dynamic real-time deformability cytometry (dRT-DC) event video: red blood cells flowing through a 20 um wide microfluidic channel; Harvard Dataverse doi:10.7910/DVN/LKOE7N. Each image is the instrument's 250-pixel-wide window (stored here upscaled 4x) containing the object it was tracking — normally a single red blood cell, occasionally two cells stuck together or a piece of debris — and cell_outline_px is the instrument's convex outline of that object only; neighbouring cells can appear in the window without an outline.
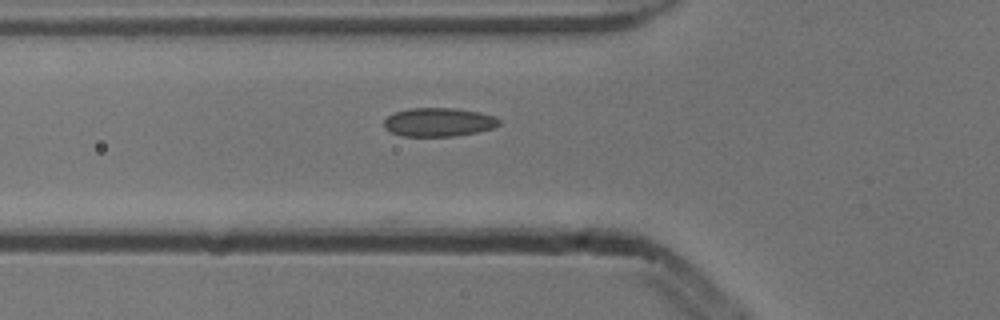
{"species": "common noctule bat (a hibernating species)", "species_latin": "Nyctalus noctula", "temperature_condition": "cold", "stored_images_in_passage": 5, "camera_frame_rate_fps": 3000, "um_per_image_px": 0.085, "animal": {"sex": "male", "body_mass_g": 13.3}, "frame": {"image": 1, "passage_image": 2, "time_ms": 0.333, "image_size_px": [1000, 320], "cell_outline_px": [[500, 124], [492, 128], [476, 132], [456, 136], [404, 136], [392, 132], [384, 128], [384, 120], [392, 112], [408, 108], [452, 108], [480, 112], [492, 116], [500, 120]], "centroid_in_image_um": [37.25, 10.37], "position_along_channel_um": 88.6, "area_um2": 19.19}}